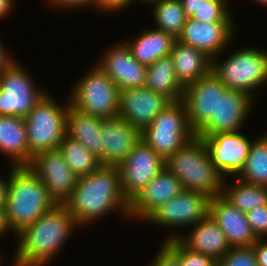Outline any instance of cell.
<instances>
[{
	"label": "cell",
	"mask_w": 267,
	"mask_h": 266,
	"mask_svg": "<svg viewBox=\"0 0 267 266\" xmlns=\"http://www.w3.org/2000/svg\"><path fill=\"white\" fill-rule=\"evenodd\" d=\"M149 266H180L177 254L163 241Z\"/></svg>",
	"instance_id": "36"
},
{
	"label": "cell",
	"mask_w": 267,
	"mask_h": 266,
	"mask_svg": "<svg viewBox=\"0 0 267 266\" xmlns=\"http://www.w3.org/2000/svg\"><path fill=\"white\" fill-rule=\"evenodd\" d=\"M227 87L212 70L195 82L184 87L182 102L188 115V122L195 133L217 114L219 94Z\"/></svg>",
	"instance_id": "14"
},
{
	"label": "cell",
	"mask_w": 267,
	"mask_h": 266,
	"mask_svg": "<svg viewBox=\"0 0 267 266\" xmlns=\"http://www.w3.org/2000/svg\"><path fill=\"white\" fill-rule=\"evenodd\" d=\"M9 175H10V170H9L8 177H6L7 181L5 180V178L3 179L0 175V207H4L6 204Z\"/></svg>",
	"instance_id": "43"
},
{
	"label": "cell",
	"mask_w": 267,
	"mask_h": 266,
	"mask_svg": "<svg viewBox=\"0 0 267 266\" xmlns=\"http://www.w3.org/2000/svg\"><path fill=\"white\" fill-rule=\"evenodd\" d=\"M28 73L17 61L0 76V115L26 117L47 92Z\"/></svg>",
	"instance_id": "9"
},
{
	"label": "cell",
	"mask_w": 267,
	"mask_h": 266,
	"mask_svg": "<svg viewBox=\"0 0 267 266\" xmlns=\"http://www.w3.org/2000/svg\"><path fill=\"white\" fill-rule=\"evenodd\" d=\"M131 0H96V9L98 11L103 12H116L119 10V12L122 11V9H127L130 6ZM121 10V11H120Z\"/></svg>",
	"instance_id": "38"
},
{
	"label": "cell",
	"mask_w": 267,
	"mask_h": 266,
	"mask_svg": "<svg viewBox=\"0 0 267 266\" xmlns=\"http://www.w3.org/2000/svg\"><path fill=\"white\" fill-rule=\"evenodd\" d=\"M135 1L136 2H138L139 1V3L140 2H142V3H147V5L149 4V5H153V4H156L157 2H159L160 0H131L130 1V6H131V4H133V3H135Z\"/></svg>",
	"instance_id": "45"
},
{
	"label": "cell",
	"mask_w": 267,
	"mask_h": 266,
	"mask_svg": "<svg viewBox=\"0 0 267 266\" xmlns=\"http://www.w3.org/2000/svg\"><path fill=\"white\" fill-rule=\"evenodd\" d=\"M219 56L212 58V72L228 89L255 99L254 91L267 84V51L247 46L232 52L222 62Z\"/></svg>",
	"instance_id": "5"
},
{
	"label": "cell",
	"mask_w": 267,
	"mask_h": 266,
	"mask_svg": "<svg viewBox=\"0 0 267 266\" xmlns=\"http://www.w3.org/2000/svg\"><path fill=\"white\" fill-rule=\"evenodd\" d=\"M71 89V105L77 110L104 119L119 112V89L96 64Z\"/></svg>",
	"instance_id": "7"
},
{
	"label": "cell",
	"mask_w": 267,
	"mask_h": 266,
	"mask_svg": "<svg viewBox=\"0 0 267 266\" xmlns=\"http://www.w3.org/2000/svg\"><path fill=\"white\" fill-rule=\"evenodd\" d=\"M195 135L182 101L171 102L142 131V139L165 161Z\"/></svg>",
	"instance_id": "8"
},
{
	"label": "cell",
	"mask_w": 267,
	"mask_h": 266,
	"mask_svg": "<svg viewBox=\"0 0 267 266\" xmlns=\"http://www.w3.org/2000/svg\"><path fill=\"white\" fill-rule=\"evenodd\" d=\"M209 215L224 232L230 247L252 246L258 239L248 223L246 213L238 210L222 195L209 200Z\"/></svg>",
	"instance_id": "21"
},
{
	"label": "cell",
	"mask_w": 267,
	"mask_h": 266,
	"mask_svg": "<svg viewBox=\"0 0 267 266\" xmlns=\"http://www.w3.org/2000/svg\"><path fill=\"white\" fill-rule=\"evenodd\" d=\"M47 2H50L52 6L58 9H64V10H73V9H80L83 7H90L96 8V0H48ZM56 5V6H55Z\"/></svg>",
	"instance_id": "37"
},
{
	"label": "cell",
	"mask_w": 267,
	"mask_h": 266,
	"mask_svg": "<svg viewBox=\"0 0 267 266\" xmlns=\"http://www.w3.org/2000/svg\"><path fill=\"white\" fill-rule=\"evenodd\" d=\"M64 205L81 228L111 212L119 211L129 219L130 202L123 194L116 166L101 165L96 171L79 177L71 198Z\"/></svg>",
	"instance_id": "1"
},
{
	"label": "cell",
	"mask_w": 267,
	"mask_h": 266,
	"mask_svg": "<svg viewBox=\"0 0 267 266\" xmlns=\"http://www.w3.org/2000/svg\"><path fill=\"white\" fill-rule=\"evenodd\" d=\"M145 86L166 96L172 102L182 100L184 86L177 79L170 55L161 57L147 66Z\"/></svg>",
	"instance_id": "27"
},
{
	"label": "cell",
	"mask_w": 267,
	"mask_h": 266,
	"mask_svg": "<svg viewBox=\"0 0 267 266\" xmlns=\"http://www.w3.org/2000/svg\"><path fill=\"white\" fill-rule=\"evenodd\" d=\"M11 231L6 217V208L0 207V238ZM6 232V233H5Z\"/></svg>",
	"instance_id": "44"
},
{
	"label": "cell",
	"mask_w": 267,
	"mask_h": 266,
	"mask_svg": "<svg viewBox=\"0 0 267 266\" xmlns=\"http://www.w3.org/2000/svg\"><path fill=\"white\" fill-rule=\"evenodd\" d=\"M200 138L205 143L214 168L224 178H228V175L236 177L241 172L254 141L249 140L242 131L218 133Z\"/></svg>",
	"instance_id": "13"
},
{
	"label": "cell",
	"mask_w": 267,
	"mask_h": 266,
	"mask_svg": "<svg viewBox=\"0 0 267 266\" xmlns=\"http://www.w3.org/2000/svg\"><path fill=\"white\" fill-rule=\"evenodd\" d=\"M12 265L11 266H22V265H17L15 263H11Z\"/></svg>",
	"instance_id": "48"
},
{
	"label": "cell",
	"mask_w": 267,
	"mask_h": 266,
	"mask_svg": "<svg viewBox=\"0 0 267 266\" xmlns=\"http://www.w3.org/2000/svg\"><path fill=\"white\" fill-rule=\"evenodd\" d=\"M4 46L0 41V76L16 62L13 55L8 54Z\"/></svg>",
	"instance_id": "40"
},
{
	"label": "cell",
	"mask_w": 267,
	"mask_h": 266,
	"mask_svg": "<svg viewBox=\"0 0 267 266\" xmlns=\"http://www.w3.org/2000/svg\"><path fill=\"white\" fill-rule=\"evenodd\" d=\"M234 22H201L192 17H187L183 31L177 40L203 51L210 58H214L223 53V50L233 42L236 31Z\"/></svg>",
	"instance_id": "16"
},
{
	"label": "cell",
	"mask_w": 267,
	"mask_h": 266,
	"mask_svg": "<svg viewBox=\"0 0 267 266\" xmlns=\"http://www.w3.org/2000/svg\"><path fill=\"white\" fill-rule=\"evenodd\" d=\"M218 266H257L253 246L231 247L218 261Z\"/></svg>",
	"instance_id": "34"
},
{
	"label": "cell",
	"mask_w": 267,
	"mask_h": 266,
	"mask_svg": "<svg viewBox=\"0 0 267 266\" xmlns=\"http://www.w3.org/2000/svg\"><path fill=\"white\" fill-rule=\"evenodd\" d=\"M155 28L165 31L177 39L186 23L187 16L180 0H160L152 5Z\"/></svg>",
	"instance_id": "31"
},
{
	"label": "cell",
	"mask_w": 267,
	"mask_h": 266,
	"mask_svg": "<svg viewBox=\"0 0 267 266\" xmlns=\"http://www.w3.org/2000/svg\"><path fill=\"white\" fill-rule=\"evenodd\" d=\"M230 185L224 178L222 196L241 212L247 213L254 208L267 205V187L249 184L236 177Z\"/></svg>",
	"instance_id": "28"
},
{
	"label": "cell",
	"mask_w": 267,
	"mask_h": 266,
	"mask_svg": "<svg viewBox=\"0 0 267 266\" xmlns=\"http://www.w3.org/2000/svg\"><path fill=\"white\" fill-rule=\"evenodd\" d=\"M15 0H0V20L10 15V11L13 10Z\"/></svg>",
	"instance_id": "42"
},
{
	"label": "cell",
	"mask_w": 267,
	"mask_h": 266,
	"mask_svg": "<svg viewBox=\"0 0 267 266\" xmlns=\"http://www.w3.org/2000/svg\"><path fill=\"white\" fill-rule=\"evenodd\" d=\"M164 167L165 160L141 139L118 166L121 188L127 200L131 202Z\"/></svg>",
	"instance_id": "11"
},
{
	"label": "cell",
	"mask_w": 267,
	"mask_h": 266,
	"mask_svg": "<svg viewBox=\"0 0 267 266\" xmlns=\"http://www.w3.org/2000/svg\"><path fill=\"white\" fill-rule=\"evenodd\" d=\"M79 228L65 205H56L17 233L13 262L22 266H48ZM62 247V248H61ZM50 261V262H49Z\"/></svg>",
	"instance_id": "2"
},
{
	"label": "cell",
	"mask_w": 267,
	"mask_h": 266,
	"mask_svg": "<svg viewBox=\"0 0 267 266\" xmlns=\"http://www.w3.org/2000/svg\"><path fill=\"white\" fill-rule=\"evenodd\" d=\"M252 246L256 255L257 266H267V240L258 238Z\"/></svg>",
	"instance_id": "39"
},
{
	"label": "cell",
	"mask_w": 267,
	"mask_h": 266,
	"mask_svg": "<svg viewBox=\"0 0 267 266\" xmlns=\"http://www.w3.org/2000/svg\"><path fill=\"white\" fill-rule=\"evenodd\" d=\"M252 2H256L258 5L260 4V6L261 5H263V7L265 6V7H267V0H251Z\"/></svg>",
	"instance_id": "46"
},
{
	"label": "cell",
	"mask_w": 267,
	"mask_h": 266,
	"mask_svg": "<svg viewBox=\"0 0 267 266\" xmlns=\"http://www.w3.org/2000/svg\"><path fill=\"white\" fill-rule=\"evenodd\" d=\"M191 227V231L185 236L174 232L165 240L177 238L191 251L205 254L216 261L231 248L224 232L209 214Z\"/></svg>",
	"instance_id": "22"
},
{
	"label": "cell",
	"mask_w": 267,
	"mask_h": 266,
	"mask_svg": "<svg viewBox=\"0 0 267 266\" xmlns=\"http://www.w3.org/2000/svg\"><path fill=\"white\" fill-rule=\"evenodd\" d=\"M172 101L146 86L119 92L118 116L143 131Z\"/></svg>",
	"instance_id": "17"
},
{
	"label": "cell",
	"mask_w": 267,
	"mask_h": 266,
	"mask_svg": "<svg viewBox=\"0 0 267 266\" xmlns=\"http://www.w3.org/2000/svg\"><path fill=\"white\" fill-rule=\"evenodd\" d=\"M164 242L177 254L180 266H218V261L205 254L191 251L177 238Z\"/></svg>",
	"instance_id": "33"
},
{
	"label": "cell",
	"mask_w": 267,
	"mask_h": 266,
	"mask_svg": "<svg viewBox=\"0 0 267 266\" xmlns=\"http://www.w3.org/2000/svg\"><path fill=\"white\" fill-rule=\"evenodd\" d=\"M142 131L120 116L101 124L102 165L118 167L141 141Z\"/></svg>",
	"instance_id": "19"
},
{
	"label": "cell",
	"mask_w": 267,
	"mask_h": 266,
	"mask_svg": "<svg viewBox=\"0 0 267 266\" xmlns=\"http://www.w3.org/2000/svg\"><path fill=\"white\" fill-rule=\"evenodd\" d=\"M70 100L59 104L46 92L35 107L24 117L27 128L29 154L35 155L58 149L66 136V117Z\"/></svg>",
	"instance_id": "6"
},
{
	"label": "cell",
	"mask_w": 267,
	"mask_h": 266,
	"mask_svg": "<svg viewBox=\"0 0 267 266\" xmlns=\"http://www.w3.org/2000/svg\"><path fill=\"white\" fill-rule=\"evenodd\" d=\"M209 200L203 193L183 190L176 197L162 203L144 222L173 229L187 227L190 230L191 226L209 214Z\"/></svg>",
	"instance_id": "10"
},
{
	"label": "cell",
	"mask_w": 267,
	"mask_h": 266,
	"mask_svg": "<svg viewBox=\"0 0 267 266\" xmlns=\"http://www.w3.org/2000/svg\"><path fill=\"white\" fill-rule=\"evenodd\" d=\"M104 118L81 112L69 105L66 136L87 147L102 164L101 124Z\"/></svg>",
	"instance_id": "24"
},
{
	"label": "cell",
	"mask_w": 267,
	"mask_h": 266,
	"mask_svg": "<svg viewBox=\"0 0 267 266\" xmlns=\"http://www.w3.org/2000/svg\"><path fill=\"white\" fill-rule=\"evenodd\" d=\"M6 217L14 235L33 224L57 204L48 189L27 166H10Z\"/></svg>",
	"instance_id": "3"
},
{
	"label": "cell",
	"mask_w": 267,
	"mask_h": 266,
	"mask_svg": "<svg viewBox=\"0 0 267 266\" xmlns=\"http://www.w3.org/2000/svg\"><path fill=\"white\" fill-rule=\"evenodd\" d=\"M27 167L45 185L57 205H64L71 198L78 177L58 149L35 155Z\"/></svg>",
	"instance_id": "12"
},
{
	"label": "cell",
	"mask_w": 267,
	"mask_h": 266,
	"mask_svg": "<svg viewBox=\"0 0 267 266\" xmlns=\"http://www.w3.org/2000/svg\"><path fill=\"white\" fill-rule=\"evenodd\" d=\"M0 153L8 156L11 166H27L29 154L24 117L0 115Z\"/></svg>",
	"instance_id": "23"
},
{
	"label": "cell",
	"mask_w": 267,
	"mask_h": 266,
	"mask_svg": "<svg viewBox=\"0 0 267 266\" xmlns=\"http://www.w3.org/2000/svg\"><path fill=\"white\" fill-rule=\"evenodd\" d=\"M58 150L66 160L68 167L78 178L96 171L102 165L98 157L89 151L85 145L67 136L59 144Z\"/></svg>",
	"instance_id": "30"
},
{
	"label": "cell",
	"mask_w": 267,
	"mask_h": 266,
	"mask_svg": "<svg viewBox=\"0 0 267 266\" xmlns=\"http://www.w3.org/2000/svg\"><path fill=\"white\" fill-rule=\"evenodd\" d=\"M96 64L116 84L119 91L146 85L147 66L140 64L125 42L108 48Z\"/></svg>",
	"instance_id": "18"
},
{
	"label": "cell",
	"mask_w": 267,
	"mask_h": 266,
	"mask_svg": "<svg viewBox=\"0 0 267 266\" xmlns=\"http://www.w3.org/2000/svg\"><path fill=\"white\" fill-rule=\"evenodd\" d=\"M205 0H180L187 17H191Z\"/></svg>",
	"instance_id": "41"
},
{
	"label": "cell",
	"mask_w": 267,
	"mask_h": 266,
	"mask_svg": "<svg viewBox=\"0 0 267 266\" xmlns=\"http://www.w3.org/2000/svg\"><path fill=\"white\" fill-rule=\"evenodd\" d=\"M165 167L185 191L203 193L210 199L222 194L224 177L214 168L203 139L197 135L174 152Z\"/></svg>",
	"instance_id": "4"
},
{
	"label": "cell",
	"mask_w": 267,
	"mask_h": 266,
	"mask_svg": "<svg viewBox=\"0 0 267 266\" xmlns=\"http://www.w3.org/2000/svg\"><path fill=\"white\" fill-rule=\"evenodd\" d=\"M248 223L257 238L267 237V205L254 208L246 213Z\"/></svg>",
	"instance_id": "35"
},
{
	"label": "cell",
	"mask_w": 267,
	"mask_h": 266,
	"mask_svg": "<svg viewBox=\"0 0 267 266\" xmlns=\"http://www.w3.org/2000/svg\"><path fill=\"white\" fill-rule=\"evenodd\" d=\"M170 56L179 82L186 85L211 71L212 58L203 51L175 40Z\"/></svg>",
	"instance_id": "25"
},
{
	"label": "cell",
	"mask_w": 267,
	"mask_h": 266,
	"mask_svg": "<svg viewBox=\"0 0 267 266\" xmlns=\"http://www.w3.org/2000/svg\"><path fill=\"white\" fill-rule=\"evenodd\" d=\"M254 99L248 94L232 89H226L219 94L217 114L196 132L199 137L218 133H231L243 130L244 122L250 114Z\"/></svg>",
	"instance_id": "15"
},
{
	"label": "cell",
	"mask_w": 267,
	"mask_h": 266,
	"mask_svg": "<svg viewBox=\"0 0 267 266\" xmlns=\"http://www.w3.org/2000/svg\"><path fill=\"white\" fill-rule=\"evenodd\" d=\"M267 132V131H266ZM252 142L245 167L236 176L249 184L267 187V133Z\"/></svg>",
	"instance_id": "29"
},
{
	"label": "cell",
	"mask_w": 267,
	"mask_h": 266,
	"mask_svg": "<svg viewBox=\"0 0 267 266\" xmlns=\"http://www.w3.org/2000/svg\"><path fill=\"white\" fill-rule=\"evenodd\" d=\"M228 1L205 0L191 17L201 22L234 21L233 15L230 13L231 10L228 7L229 5H226Z\"/></svg>",
	"instance_id": "32"
},
{
	"label": "cell",
	"mask_w": 267,
	"mask_h": 266,
	"mask_svg": "<svg viewBox=\"0 0 267 266\" xmlns=\"http://www.w3.org/2000/svg\"><path fill=\"white\" fill-rule=\"evenodd\" d=\"M182 191L180 180L164 167L130 202L128 218L144 221L162 203Z\"/></svg>",
	"instance_id": "20"
},
{
	"label": "cell",
	"mask_w": 267,
	"mask_h": 266,
	"mask_svg": "<svg viewBox=\"0 0 267 266\" xmlns=\"http://www.w3.org/2000/svg\"><path fill=\"white\" fill-rule=\"evenodd\" d=\"M175 40L169 33L152 28L144 29L136 39L125 43L140 64L150 66L157 59L170 55Z\"/></svg>",
	"instance_id": "26"
},
{
	"label": "cell",
	"mask_w": 267,
	"mask_h": 266,
	"mask_svg": "<svg viewBox=\"0 0 267 266\" xmlns=\"http://www.w3.org/2000/svg\"><path fill=\"white\" fill-rule=\"evenodd\" d=\"M2 260H3V258H2L1 252H0V266H2V265H1Z\"/></svg>",
	"instance_id": "47"
}]
</instances>
